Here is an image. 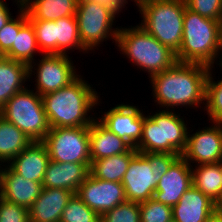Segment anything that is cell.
<instances>
[{
	"mask_svg": "<svg viewBox=\"0 0 222 222\" xmlns=\"http://www.w3.org/2000/svg\"><path fill=\"white\" fill-rule=\"evenodd\" d=\"M80 76L68 86L42 96L50 128L90 126L94 122L88 114L99 105L100 96Z\"/></svg>",
	"mask_w": 222,
	"mask_h": 222,
	"instance_id": "2",
	"label": "cell"
},
{
	"mask_svg": "<svg viewBox=\"0 0 222 222\" xmlns=\"http://www.w3.org/2000/svg\"><path fill=\"white\" fill-rule=\"evenodd\" d=\"M11 19V17H0V30L5 26V24Z\"/></svg>",
	"mask_w": 222,
	"mask_h": 222,
	"instance_id": "41",
	"label": "cell"
},
{
	"mask_svg": "<svg viewBox=\"0 0 222 222\" xmlns=\"http://www.w3.org/2000/svg\"><path fill=\"white\" fill-rule=\"evenodd\" d=\"M76 195L100 216L127 201L122 183L96 179L91 174L79 186Z\"/></svg>",
	"mask_w": 222,
	"mask_h": 222,
	"instance_id": "12",
	"label": "cell"
},
{
	"mask_svg": "<svg viewBox=\"0 0 222 222\" xmlns=\"http://www.w3.org/2000/svg\"><path fill=\"white\" fill-rule=\"evenodd\" d=\"M90 125L89 144L91 163L94 160L128 152L132 146L107 129L98 119Z\"/></svg>",
	"mask_w": 222,
	"mask_h": 222,
	"instance_id": "21",
	"label": "cell"
},
{
	"mask_svg": "<svg viewBox=\"0 0 222 222\" xmlns=\"http://www.w3.org/2000/svg\"><path fill=\"white\" fill-rule=\"evenodd\" d=\"M74 194L66 189L42 187L39 197L28 209L29 222H60L63 210Z\"/></svg>",
	"mask_w": 222,
	"mask_h": 222,
	"instance_id": "18",
	"label": "cell"
},
{
	"mask_svg": "<svg viewBox=\"0 0 222 222\" xmlns=\"http://www.w3.org/2000/svg\"><path fill=\"white\" fill-rule=\"evenodd\" d=\"M183 36L177 62L203 64L210 68L221 49V21L202 17L185 8Z\"/></svg>",
	"mask_w": 222,
	"mask_h": 222,
	"instance_id": "3",
	"label": "cell"
},
{
	"mask_svg": "<svg viewBox=\"0 0 222 222\" xmlns=\"http://www.w3.org/2000/svg\"><path fill=\"white\" fill-rule=\"evenodd\" d=\"M219 206L200 190L191 186L172 207L176 222H206Z\"/></svg>",
	"mask_w": 222,
	"mask_h": 222,
	"instance_id": "19",
	"label": "cell"
},
{
	"mask_svg": "<svg viewBox=\"0 0 222 222\" xmlns=\"http://www.w3.org/2000/svg\"><path fill=\"white\" fill-rule=\"evenodd\" d=\"M192 183L195 188L221 206V162L192 166Z\"/></svg>",
	"mask_w": 222,
	"mask_h": 222,
	"instance_id": "25",
	"label": "cell"
},
{
	"mask_svg": "<svg viewBox=\"0 0 222 222\" xmlns=\"http://www.w3.org/2000/svg\"><path fill=\"white\" fill-rule=\"evenodd\" d=\"M91 164L63 163L49 161L42 181V187L66 189L75 194L90 174Z\"/></svg>",
	"mask_w": 222,
	"mask_h": 222,
	"instance_id": "17",
	"label": "cell"
},
{
	"mask_svg": "<svg viewBox=\"0 0 222 222\" xmlns=\"http://www.w3.org/2000/svg\"><path fill=\"white\" fill-rule=\"evenodd\" d=\"M220 52L222 53V49H220ZM219 56H221V57L219 58ZM218 58H219V60H221V61H219L220 63L218 65L222 67V54L219 53Z\"/></svg>",
	"mask_w": 222,
	"mask_h": 222,
	"instance_id": "43",
	"label": "cell"
},
{
	"mask_svg": "<svg viewBox=\"0 0 222 222\" xmlns=\"http://www.w3.org/2000/svg\"><path fill=\"white\" fill-rule=\"evenodd\" d=\"M49 161L45 144L33 141L8 165L25 179L42 183Z\"/></svg>",
	"mask_w": 222,
	"mask_h": 222,
	"instance_id": "20",
	"label": "cell"
},
{
	"mask_svg": "<svg viewBox=\"0 0 222 222\" xmlns=\"http://www.w3.org/2000/svg\"><path fill=\"white\" fill-rule=\"evenodd\" d=\"M144 115L142 136L135 149L139 153L181 155L187 145L188 127L180 113L162 110Z\"/></svg>",
	"mask_w": 222,
	"mask_h": 222,
	"instance_id": "5",
	"label": "cell"
},
{
	"mask_svg": "<svg viewBox=\"0 0 222 222\" xmlns=\"http://www.w3.org/2000/svg\"><path fill=\"white\" fill-rule=\"evenodd\" d=\"M88 51L82 46L76 16L60 18L55 21V54H70L69 50ZM68 50V51H67Z\"/></svg>",
	"mask_w": 222,
	"mask_h": 222,
	"instance_id": "27",
	"label": "cell"
},
{
	"mask_svg": "<svg viewBox=\"0 0 222 222\" xmlns=\"http://www.w3.org/2000/svg\"><path fill=\"white\" fill-rule=\"evenodd\" d=\"M78 1H91L107 7L115 16L121 12V9L125 8V4L128 3L127 0H78Z\"/></svg>",
	"mask_w": 222,
	"mask_h": 222,
	"instance_id": "38",
	"label": "cell"
},
{
	"mask_svg": "<svg viewBox=\"0 0 222 222\" xmlns=\"http://www.w3.org/2000/svg\"><path fill=\"white\" fill-rule=\"evenodd\" d=\"M133 1L136 3V5H137V7H138V6L141 5L142 3L147 2V1H150V0H133Z\"/></svg>",
	"mask_w": 222,
	"mask_h": 222,
	"instance_id": "42",
	"label": "cell"
},
{
	"mask_svg": "<svg viewBox=\"0 0 222 222\" xmlns=\"http://www.w3.org/2000/svg\"><path fill=\"white\" fill-rule=\"evenodd\" d=\"M185 0H150L138 6L139 25L161 44L177 52L182 43Z\"/></svg>",
	"mask_w": 222,
	"mask_h": 222,
	"instance_id": "6",
	"label": "cell"
},
{
	"mask_svg": "<svg viewBox=\"0 0 222 222\" xmlns=\"http://www.w3.org/2000/svg\"><path fill=\"white\" fill-rule=\"evenodd\" d=\"M221 205H222V161H221Z\"/></svg>",
	"mask_w": 222,
	"mask_h": 222,
	"instance_id": "44",
	"label": "cell"
},
{
	"mask_svg": "<svg viewBox=\"0 0 222 222\" xmlns=\"http://www.w3.org/2000/svg\"><path fill=\"white\" fill-rule=\"evenodd\" d=\"M187 8L212 20H222L221 0H185Z\"/></svg>",
	"mask_w": 222,
	"mask_h": 222,
	"instance_id": "35",
	"label": "cell"
},
{
	"mask_svg": "<svg viewBox=\"0 0 222 222\" xmlns=\"http://www.w3.org/2000/svg\"><path fill=\"white\" fill-rule=\"evenodd\" d=\"M35 31L41 54H55V21L28 20Z\"/></svg>",
	"mask_w": 222,
	"mask_h": 222,
	"instance_id": "32",
	"label": "cell"
},
{
	"mask_svg": "<svg viewBox=\"0 0 222 222\" xmlns=\"http://www.w3.org/2000/svg\"><path fill=\"white\" fill-rule=\"evenodd\" d=\"M101 216L90 209L76 194L68 201L60 222H100Z\"/></svg>",
	"mask_w": 222,
	"mask_h": 222,
	"instance_id": "30",
	"label": "cell"
},
{
	"mask_svg": "<svg viewBox=\"0 0 222 222\" xmlns=\"http://www.w3.org/2000/svg\"><path fill=\"white\" fill-rule=\"evenodd\" d=\"M97 119L133 148L139 143L142 136L144 113L143 110L138 109V106L121 103L104 112L101 118Z\"/></svg>",
	"mask_w": 222,
	"mask_h": 222,
	"instance_id": "13",
	"label": "cell"
},
{
	"mask_svg": "<svg viewBox=\"0 0 222 222\" xmlns=\"http://www.w3.org/2000/svg\"><path fill=\"white\" fill-rule=\"evenodd\" d=\"M31 142L19 128L0 116V165L9 164Z\"/></svg>",
	"mask_w": 222,
	"mask_h": 222,
	"instance_id": "26",
	"label": "cell"
},
{
	"mask_svg": "<svg viewBox=\"0 0 222 222\" xmlns=\"http://www.w3.org/2000/svg\"><path fill=\"white\" fill-rule=\"evenodd\" d=\"M0 17H12L5 0H0Z\"/></svg>",
	"mask_w": 222,
	"mask_h": 222,
	"instance_id": "39",
	"label": "cell"
},
{
	"mask_svg": "<svg viewBox=\"0 0 222 222\" xmlns=\"http://www.w3.org/2000/svg\"><path fill=\"white\" fill-rule=\"evenodd\" d=\"M127 201L142 203L151 198L157 187L149 161L139 152L130 160L121 181Z\"/></svg>",
	"mask_w": 222,
	"mask_h": 222,
	"instance_id": "14",
	"label": "cell"
},
{
	"mask_svg": "<svg viewBox=\"0 0 222 222\" xmlns=\"http://www.w3.org/2000/svg\"><path fill=\"white\" fill-rule=\"evenodd\" d=\"M28 65L0 57V109L16 93L26 89L25 82L29 79Z\"/></svg>",
	"mask_w": 222,
	"mask_h": 222,
	"instance_id": "22",
	"label": "cell"
},
{
	"mask_svg": "<svg viewBox=\"0 0 222 222\" xmlns=\"http://www.w3.org/2000/svg\"><path fill=\"white\" fill-rule=\"evenodd\" d=\"M0 166V197L29 209L39 197L42 183L25 179L9 165Z\"/></svg>",
	"mask_w": 222,
	"mask_h": 222,
	"instance_id": "16",
	"label": "cell"
},
{
	"mask_svg": "<svg viewBox=\"0 0 222 222\" xmlns=\"http://www.w3.org/2000/svg\"><path fill=\"white\" fill-rule=\"evenodd\" d=\"M191 186H193L192 166L180 156L169 170L161 176L153 194V199L173 207Z\"/></svg>",
	"mask_w": 222,
	"mask_h": 222,
	"instance_id": "15",
	"label": "cell"
},
{
	"mask_svg": "<svg viewBox=\"0 0 222 222\" xmlns=\"http://www.w3.org/2000/svg\"><path fill=\"white\" fill-rule=\"evenodd\" d=\"M150 164L155 180L158 183L171 165L181 156L172 153H141Z\"/></svg>",
	"mask_w": 222,
	"mask_h": 222,
	"instance_id": "36",
	"label": "cell"
},
{
	"mask_svg": "<svg viewBox=\"0 0 222 222\" xmlns=\"http://www.w3.org/2000/svg\"><path fill=\"white\" fill-rule=\"evenodd\" d=\"M38 63H30L28 73L29 81L32 75L36 74L35 89L41 96L68 86L79 76L73 61L66 54H43Z\"/></svg>",
	"mask_w": 222,
	"mask_h": 222,
	"instance_id": "10",
	"label": "cell"
},
{
	"mask_svg": "<svg viewBox=\"0 0 222 222\" xmlns=\"http://www.w3.org/2000/svg\"><path fill=\"white\" fill-rule=\"evenodd\" d=\"M89 128L90 126L50 128L42 141L50 160L91 164Z\"/></svg>",
	"mask_w": 222,
	"mask_h": 222,
	"instance_id": "8",
	"label": "cell"
},
{
	"mask_svg": "<svg viewBox=\"0 0 222 222\" xmlns=\"http://www.w3.org/2000/svg\"><path fill=\"white\" fill-rule=\"evenodd\" d=\"M210 69L203 64L176 62L171 68L152 75L149 80L156 105L165 110L172 108V111L178 106L199 108L202 103L205 105Z\"/></svg>",
	"mask_w": 222,
	"mask_h": 222,
	"instance_id": "1",
	"label": "cell"
},
{
	"mask_svg": "<svg viewBox=\"0 0 222 222\" xmlns=\"http://www.w3.org/2000/svg\"><path fill=\"white\" fill-rule=\"evenodd\" d=\"M212 69H210L206 80L205 106L204 111L211 122L222 123V78L214 81L212 77Z\"/></svg>",
	"mask_w": 222,
	"mask_h": 222,
	"instance_id": "29",
	"label": "cell"
},
{
	"mask_svg": "<svg viewBox=\"0 0 222 222\" xmlns=\"http://www.w3.org/2000/svg\"><path fill=\"white\" fill-rule=\"evenodd\" d=\"M18 17L11 19L0 30V56H4L12 47L19 30L28 22L27 12L21 7Z\"/></svg>",
	"mask_w": 222,
	"mask_h": 222,
	"instance_id": "31",
	"label": "cell"
},
{
	"mask_svg": "<svg viewBox=\"0 0 222 222\" xmlns=\"http://www.w3.org/2000/svg\"><path fill=\"white\" fill-rule=\"evenodd\" d=\"M79 37L87 51H94L110 37L115 43L119 27L114 28L115 15L107 8L91 1H78L76 10Z\"/></svg>",
	"mask_w": 222,
	"mask_h": 222,
	"instance_id": "9",
	"label": "cell"
},
{
	"mask_svg": "<svg viewBox=\"0 0 222 222\" xmlns=\"http://www.w3.org/2000/svg\"><path fill=\"white\" fill-rule=\"evenodd\" d=\"M100 222H140L139 203L126 201L101 215Z\"/></svg>",
	"mask_w": 222,
	"mask_h": 222,
	"instance_id": "34",
	"label": "cell"
},
{
	"mask_svg": "<svg viewBox=\"0 0 222 222\" xmlns=\"http://www.w3.org/2000/svg\"><path fill=\"white\" fill-rule=\"evenodd\" d=\"M78 0H26L22 7L28 20L56 21L75 16Z\"/></svg>",
	"mask_w": 222,
	"mask_h": 222,
	"instance_id": "23",
	"label": "cell"
},
{
	"mask_svg": "<svg viewBox=\"0 0 222 222\" xmlns=\"http://www.w3.org/2000/svg\"><path fill=\"white\" fill-rule=\"evenodd\" d=\"M115 45L133 65L147 72L149 77L171 68L177 62L175 52L140 25L121 27Z\"/></svg>",
	"mask_w": 222,
	"mask_h": 222,
	"instance_id": "4",
	"label": "cell"
},
{
	"mask_svg": "<svg viewBox=\"0 0 222 222\" xmlns=\"http://www.w3.org/2000/svg\"><path fill=\"white\" fill-rule=\"evenodd\" d=\"M0 116L13 123L32 142L43 141L50 129L42 96L28 87L7 101L0 109Z\"/></svg>",
	"mask_w": 222,
	"mask_h": 222,
	"instance_id": "7",
	"label": "cell"
},
{
	"mask_svg": "<svg viewBox=\"0 0 222 222\" xmlns=\"http://www.w3.org/2000/svg\"><path fill=\"white\" fill-rule=\"evenodd\" d=\"M206 222H222V209L219 207Z\"/></svg>",
	"mask_w": 222,
	"mask_h": 222,
	"instance_id": "40",
	"label": "cell"
},
{
	"mask_svg": "<svg viewBox=\"0 0 222 222\" xmlns=\"http://www.w3.org/2000/svg\"><path fill=\"white\" fill-rule=\"evenodd\" d=\"M212 123V126L196 133L188 132L187 145L181 156L190 166L193 163L202 165L222 161V123Z\"/></svg>",
	"mask_w": 222,
	"mask_h": 222,
	"instance_id": "11",
	"label": "cell"
},
{
	"mask_svg": "<svg viewBox=\"0 0 222 222\" xmlns=\"http://www.w3.org/2000/svg\"><path fill=\"white\" fill-rule=\"evenodd\" d=\"M40 51L34 28L28 21L18 32L10 50L3 56L8 59L23 62L27 65L35 63L36 51Z\"/></svg>",
	"mask_w": 222,
	"mask_h": 222,
	"instance_id": "28",
	"label": "cell"
},
{
	"mask_svg": "<svg viewBox=\"0 0 222 222\" xmlns=\"http://www.w3.org/2000/svg\"><path fill=\"white\" fill-rule=\"evenodd\" d=\"M0 222H29L28 209L0 197Z\"/></svg>",
	"mask_w": 222,
	"mask_h": 222,
	"instance_id": "37",
	"label": "cell"
},
{
	"mask_svg": "<svg viewBox=\"0 0 222 222\" xmlns=\"http://www.w3.org/2000/svg\"><path fill=\"white\" fill-rule=\"evenodd\" d=\"M140 222H169L173 219L172 207L151 198L139 203Z\"/></svg>",
	"mask_w": 222,
	"mask_h": 222,
	"instance_id": "33",
	"label": "cell"
},
{
	"mask_svg": "<svg viewBox=\"0 0 222 222\" xmlns=\"http://www.w3.org/2000/svg\"><path fill=\"white\" fill-rule=\"evenodd\" d=\"M221 49H222V20H221Z\"/></svg>",
	"mask_w": 222,
	"mask_h": 222,
	"instance_id": "46",
	"label": "cell"
},
{
	"mask_svg": "<svg viewBox=\"0 0 222 222\" xmlns=\"http://www.w3.org/2000/svg\"><path fill=\"white\" fill-rule=\"evenodd\" d=\"M136 153L137 150L132 147L126 153L94 160L90 166V174L96 179L121 183L130 160Z\"/></svg>",
	"mask_w": 222,
	"mask_h": 222,
	"instance_id": "24",
	"label": "cell"
},
{
	"mask_svg": "<svg viewBox=\"0 0 222 222\" xmlns=\"http://www.w3.org/2000/svg\"><path fill=\"white\" fill-rule=\"evenodd\" d=\"M16 1H17V2H16ZM14 2H16L17 7H18L19 9L22 7V3H21V2H19V0H15Z\"/></svg>",
	"mask_w": 222,
	"mask_h": 222,
	"instance_id": "45",
	"label": "cell"
}]
</instances>
